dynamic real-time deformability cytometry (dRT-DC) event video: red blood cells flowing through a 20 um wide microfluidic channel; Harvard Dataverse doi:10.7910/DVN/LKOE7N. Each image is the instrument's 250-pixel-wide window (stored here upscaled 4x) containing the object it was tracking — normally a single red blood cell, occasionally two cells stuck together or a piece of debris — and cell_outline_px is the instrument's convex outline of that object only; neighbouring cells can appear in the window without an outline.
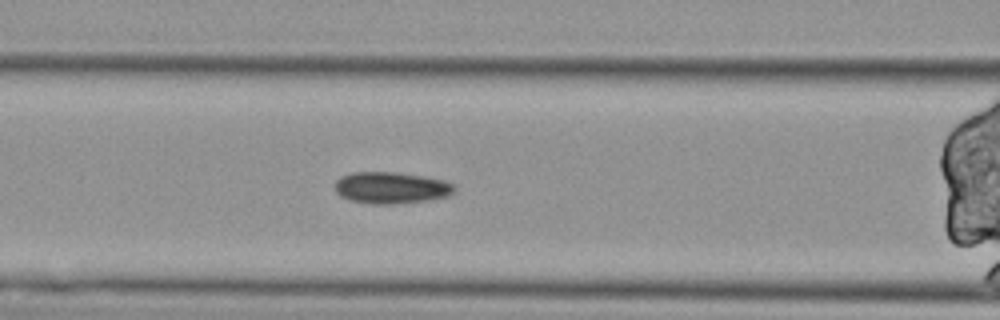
{"species": "Egyptian fruit bat (a non-hibernating species)", "species_latin": "Rousettus aegyptiacus", "temperature_condition": "cold", "stored_images_in_passage": 48, "segment_of_instrument_passage": [2, 2], "camera_frame_rate_fps": 3000, "um_per_image_px": 0.085, "animal": {"sex": "female"}, "frame": {"image": 1, "passage_image": 12, "time_ms": 3.667, "image_size_px": [1000, 320], "cell_outline_px": [[456, 192], [448, 196], [428, 200], [392, 204], [372, 204], [352, 200], [340, 196], [336, 192], [336, 180], [340, 176], [352, 172], [396, 172], [444, 180], [452, 184], [456, 188]], "centroid_in_image_um": [33.25, 15.96], "position_along_channel_um": 133.3, "area_um2": 21.96}}
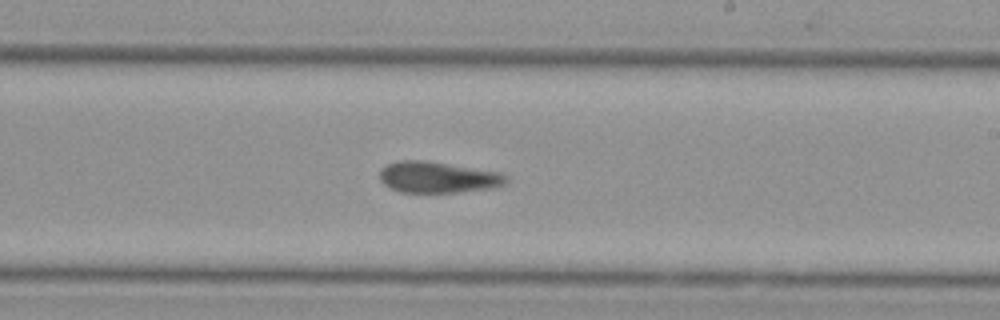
{"frame": {"image": 2, "passage_image": 23, "time_ms": 7.333, "image_size_px": [1000, 320], "cell_outline_px": [[508, 180], [504, 184], [488, 188], [456, 192], [400, 192], [384, 184], [380, 180], [380, 172], [388, 164], [400, 160], [428, 160], [496, 172], [504, 176]], "centroid_in_image_um": [37.16, 15.06], "position_along_channel_um": 251.8, "area_um2": 22.48}}
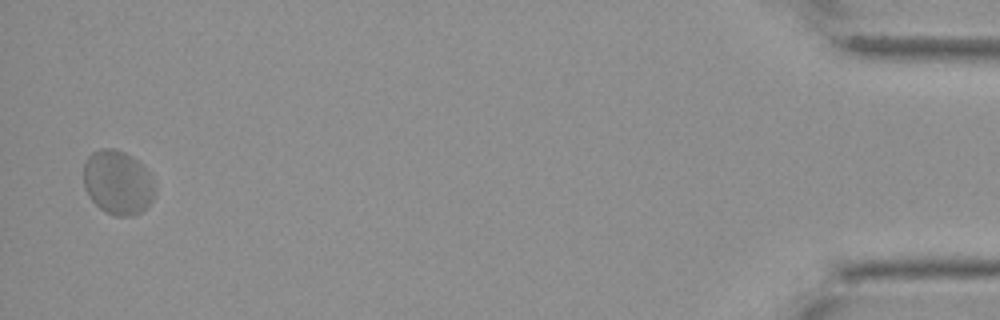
{"frame": {"image": 3, "passage_image": 47, "time_ms": 15.333, "image_size_px": [1000, 320], "cell_outline_px": [[156, 192], [152, 200], [140, 212], [132, 216], [116, 216], [104, 212], [88, 196], [84, 188], [84, 164], [88, 156], [92, 152], [100, 148], [116, 148], [124, 152], [144, 164], [152, 176], [156, 184]], "centroid_in_image_um": [10.03, 15.5], "position_along_channel_um": 425.2, "area_um2": 27.17}}